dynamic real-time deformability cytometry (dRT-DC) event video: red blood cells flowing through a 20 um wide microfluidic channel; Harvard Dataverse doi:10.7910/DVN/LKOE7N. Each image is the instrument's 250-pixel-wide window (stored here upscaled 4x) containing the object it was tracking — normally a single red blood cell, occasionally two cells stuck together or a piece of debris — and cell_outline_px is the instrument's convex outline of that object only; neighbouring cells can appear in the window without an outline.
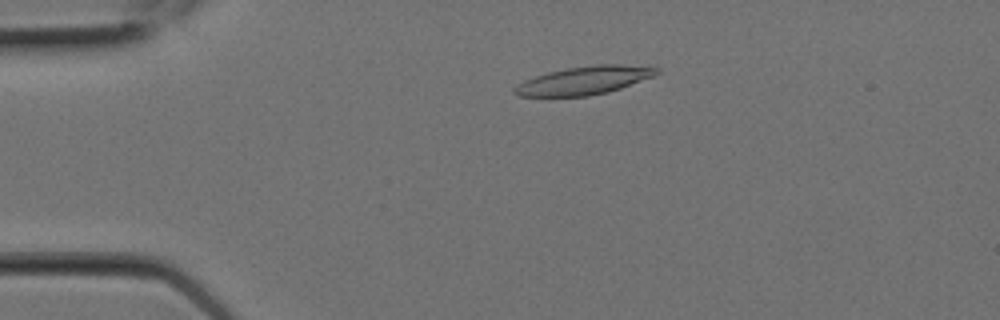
{"species": "Egyptian fruit bat (a non-hibernating species)", "species_latin": "Rousettus aegyptiacus", "temperature_condition": "room temperature", "stored_images_in_passage": 7, "camera_frame_rate_fps": 3000, "um_per_image_px": 0.085, "animal": {"sex": "female"}, "frame": {"image": 1, "passage_image": 4, "time_ms": 1.0, "image_size_px": [1000, 320], "cell_outline_px": [[660, 72], [652, 76], [620, 88], [608, 92], [588, 96], [520, 96], [512, 92], [512, 88], [524, 80], [548, 72], [568, 68], [600, 64], [620, 64], [660, 68]], "centroid_in_image_um": [49.62, 6.84], "position_along_channel_um": 35.4, "area_um2": 23.06}}
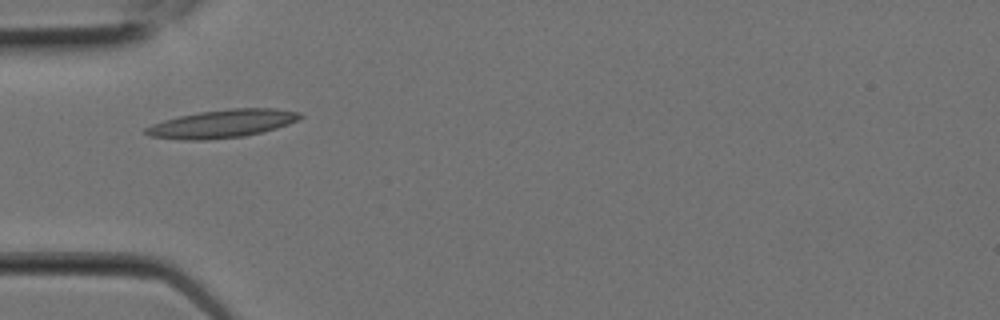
{"frame": {"image": 2, "passage_image": 6, "time_ms": 1.667, "image_size_px": [1000, 320], "cell_outline_px": [[304, 116], [288, 124], [276, 128], [244, 136], [208, 140], [184, 140], [152, 136], [144, 132], [144, 128], [152, 124], [164, 120], [180, 116], [200, 112], [232, 108], [276, 108], [300, 112]], "centroid_in_image_um": [18.91, 10.51], "position_along_channel_um": 66.1, "area_um2": 25.03}}
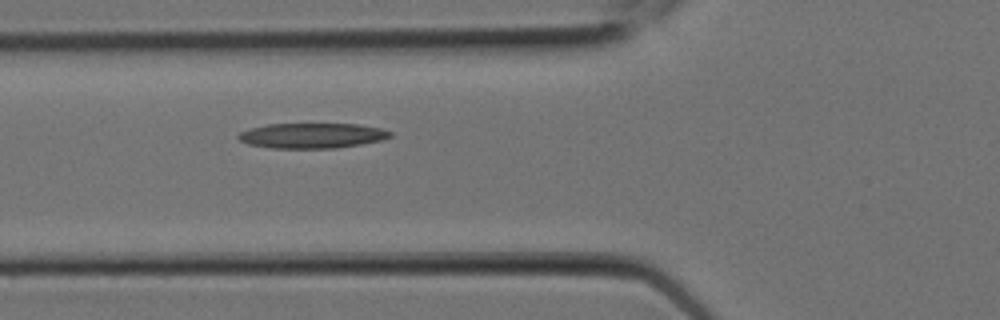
{"frame": {"image": 3, "passage_image": 7, "time_ms": 2.0, "image_size_px": [1000, 320], "cell_outline_px": [[392, 136], [384, 140], [336, 148], [272, 148], [248, 144], [240, 140], [236, 136], [240, 132], [252, 128], [268, 124], [356, 124], [380, 128], [392, 132]], "centroid_in_image_um": [26.54, 11.53], "position_along_channel_um": 99.3, "area_um2": 22.2}}